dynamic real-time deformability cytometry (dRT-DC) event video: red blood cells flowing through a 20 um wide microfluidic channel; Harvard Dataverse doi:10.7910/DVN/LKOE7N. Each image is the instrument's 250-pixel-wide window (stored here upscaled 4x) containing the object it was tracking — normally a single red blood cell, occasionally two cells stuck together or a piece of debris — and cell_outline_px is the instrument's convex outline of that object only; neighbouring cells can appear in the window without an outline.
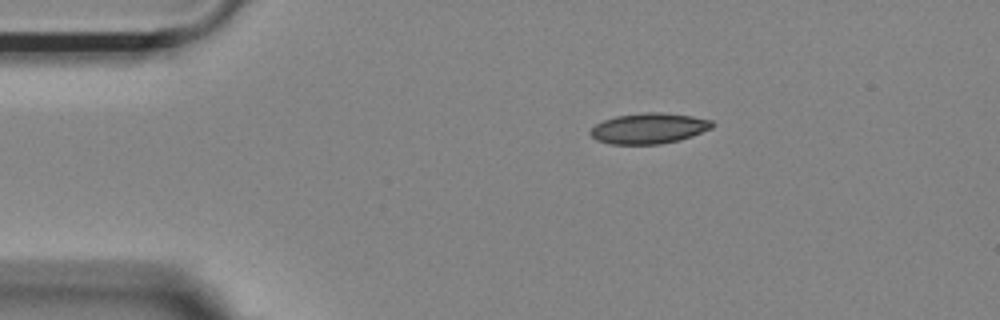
{"species": "Egyptian fruit bat (a non-hibernating species)", "species_latin": "Rousettus aegyptiacus", "temperature_condition": "room temperature", "stored_images_in_passage": 4, "camera_frame_rate_fps": 3000, "um_per_image_px": 0.085, "animal": {"sex": "female"}, "frame": {"image": 1, "passage_image": 1, "time_ms": 0.0, "image_size_px": [1000, 320], "cell_outline_px": [[716, 124], [712, 128], [692, 136], [680, 140], [660, 144], [612, 144], [596, 140], [588, 132], [596, 124], [604, 120], [616, 116], [644, 112], [660, 112], [692, 116], [712, 120]], "centroid_in_image_um": [55.18, 10.91], "position_along_channel_um": 29.8, "area_um2": 21.79}}